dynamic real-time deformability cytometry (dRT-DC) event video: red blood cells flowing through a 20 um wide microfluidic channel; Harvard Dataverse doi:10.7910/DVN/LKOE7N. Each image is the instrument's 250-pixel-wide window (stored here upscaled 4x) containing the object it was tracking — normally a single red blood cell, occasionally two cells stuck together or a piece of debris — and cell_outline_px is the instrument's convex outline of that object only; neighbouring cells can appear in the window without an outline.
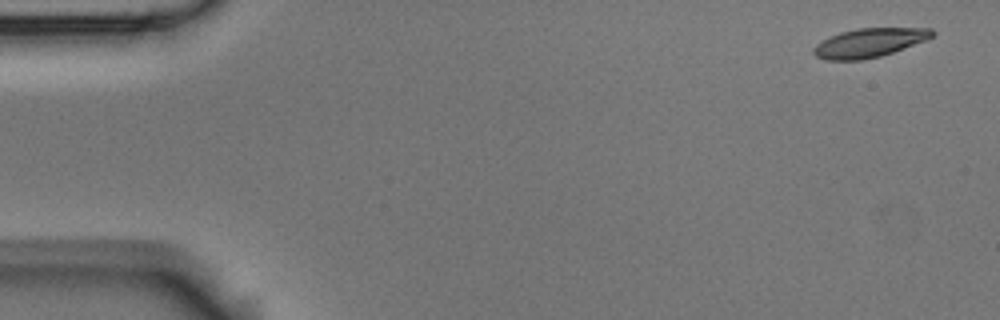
{"species": "Egyptian fruit bat (a non-hibernating species)", "species_latin": "Rousettus aegyptiacus", "temperature_condition": "room temperature", "stored_images_in_passage": 4, "camera_frame_rate_fps": 3000, "um_per_image_px": 0.085, "animal": {"sex": "male"}, "frame": {"image": 1, "passage_image": 1, "time_ms": 0.0, "image_size_px": [1000, 320], "cell_outline_px": [[936, 32], [928, 40], [880, 56], [864, 60], [828, 60], [816, 56], [812, 52], [812, 48], [816, 44], [828, 36], [840, 32], [856, 28], [932, 28]], "centroid_in_image_um": [73.88, 3.63], "position_along_channel_um": 11.1, "area_um2": 20.17}}